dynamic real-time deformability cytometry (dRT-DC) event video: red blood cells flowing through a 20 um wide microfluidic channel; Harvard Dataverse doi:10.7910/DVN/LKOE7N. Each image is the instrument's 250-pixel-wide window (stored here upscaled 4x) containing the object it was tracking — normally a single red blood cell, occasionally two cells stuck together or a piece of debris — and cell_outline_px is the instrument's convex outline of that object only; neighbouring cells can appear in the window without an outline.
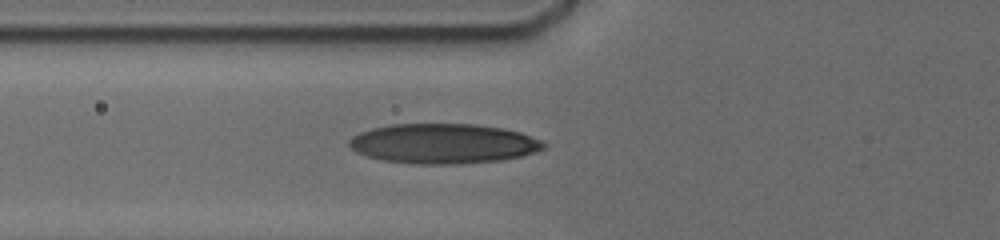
{"species": "human", "species_latin": "Homo sapiens", "temperature_condition": "cold", "stored_images_in_passage": 36, "camera_frame_rate_fps": 3000, "um_per_image_px": 0.085, "donor": {"sex": "male"}, "frame": {"image": 1, "passage_image": 12, "time_ms": 7.0, "image_size_px": [1000, 240], "cell_outline_px": [[548, 144], [544, 148], [536, 152], [520, 156], [500, 160], [456, 164], [420, 164], [384, 160], [368, 156], [356, 152], [348, 144], [348, 140], [352, 136], [360, 132], [372, 128], [392, 124], [472, 124], [500, 128], [520, 132], [540, 140]], "centroid_in_image_um": [37.67, 12.2], "position_along_channel_um": 88.1, "area_um2": 44.97}}
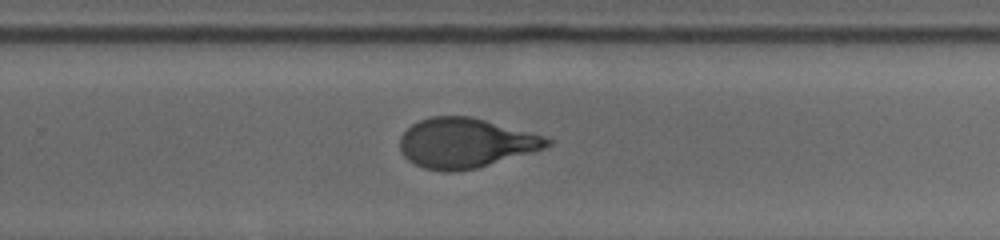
{"frame": {"image": 2, "passage_image": 24, "time_ms": 12.333, "image_size_px": [1000, 240], "cell_outline_px": [[552, 144], [544, 148], [532, 152], [476, 168], [452, 172], [444, 172], [424, 168], [408, 160], [404, 156], [400, 148], [400, 136], [412, 124], [420, 120], [432, 116], [468, 116], [484, 120], [544, 136], [552, 140]], "centroid_in_image_um": [39.54, 12.16], "position_along_channel_um": 290.3, "area_um2": 42.25}}
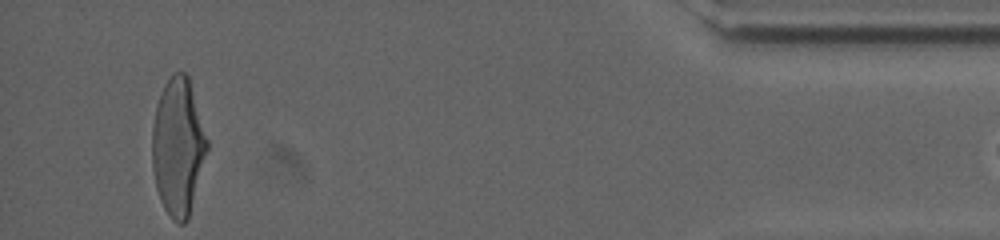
{"frame": {"image": 3, "passage_image": 35, "time_ms": 17.333, "image_size_px": [1000, 240], "cell_outline_px": [[208, 148], [188, 220], [184, 224], [176, 224], [172, 220], [164, 208], [160, 200], [156, 188], [152, 168], [152, 128], [156, 108], [164, 84], [172, 72], [184, 72], [188, 76], [208, 140]], "centroid_in_image_um": [15.12, 12.5], "position_along_channel_um": 420.1, "area_um2": 43.93}}